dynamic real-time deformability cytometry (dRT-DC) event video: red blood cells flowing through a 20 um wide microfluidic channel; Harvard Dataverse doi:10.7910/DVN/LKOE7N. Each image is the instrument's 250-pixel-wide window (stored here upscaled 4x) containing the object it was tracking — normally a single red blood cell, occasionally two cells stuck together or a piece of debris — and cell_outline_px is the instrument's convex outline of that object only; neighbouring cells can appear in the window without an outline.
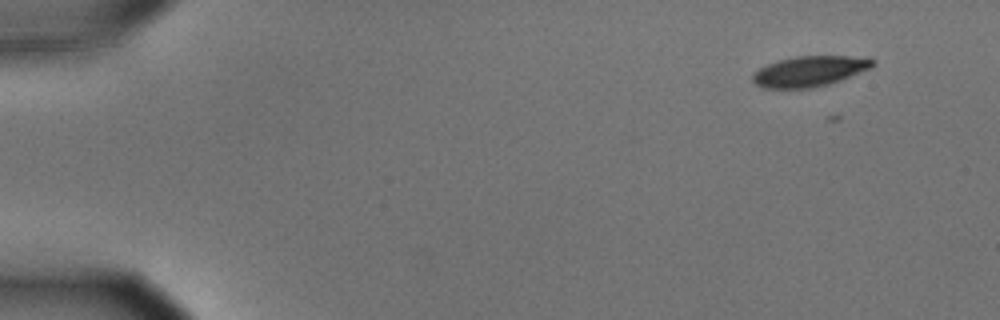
{"species": "common noctule bat (a hibernating species)", "species_latin": "Nyctalus noctula", "temperature_condition": "cold", "stored_images_in_passage": 21, "camera_frame_rate_fps": 3000, "um_per_image_px": 0.085, "animal": {"sex": "male", "body_mass_g": 15.6}, "frame": {"image": 1, "passage_image": 1, "time_ms": 0.0, "image_size_px": [1000, 320], "cell_outline_px": [[876, 64], [868, 68], [840, 80], [828, 84], [812, 88], [764, 88], [756, 84], [752, 80], [752, 72], [768, 64], [780, 60], [796, 56], [868, 56], [876, 60]], "centroid_in_image_um": [68.82, 6.04], "position_along_channel_um": 16.2, "area_um2": 21.27}}
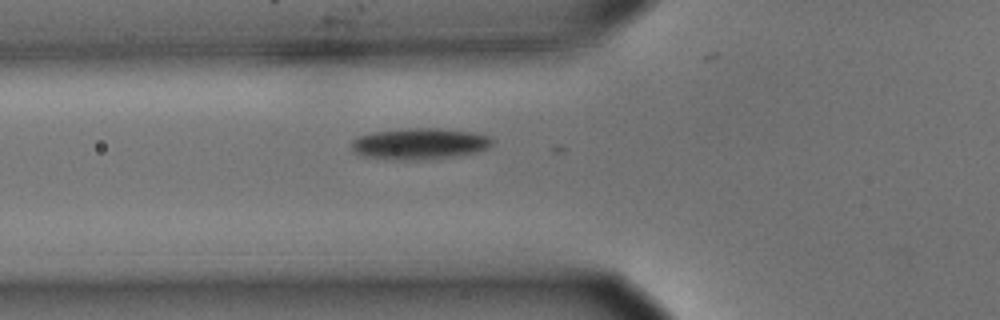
{"frame": {"image": 2, "passage_image": 17, "time_ms": 5.333, "image_size_px": [1000, 320], "cell_outline_px": [[496, 140], [488, 148], [476, 152], [460, 156], [420, 160], [400, 160], [360, 156], [352, 152], [352, 140], [356, 136], [372, 132], [408, 128], [440, 128], [472, 132], [492, 136]], "centroid_in_image_um": [35.68, 12.22], "position_along_channel_um": 90.1, "area_um2": 26.18}}
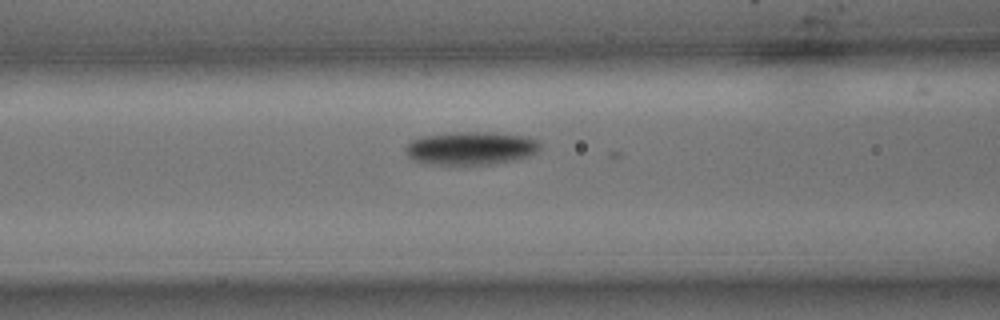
{"frame": {"image": 3, "passage_image": 20, "time_ms": 6.333, "image_size_px": [1000, 320], "cell_outline_px": [[540, 148], [536, 152], [528, 156], [516, 160], [496, 164], [428, 164], [416, 160], [408, 156], [404, 148], [412, 140], [424, 136], [448, 132], [492, 132], [524, 136], [536, 140], [540, 144]], "centroid_in_image_um": [40.03, 12.59], "position_along_channel_um": 126.6, "area_um2": 25.95}}